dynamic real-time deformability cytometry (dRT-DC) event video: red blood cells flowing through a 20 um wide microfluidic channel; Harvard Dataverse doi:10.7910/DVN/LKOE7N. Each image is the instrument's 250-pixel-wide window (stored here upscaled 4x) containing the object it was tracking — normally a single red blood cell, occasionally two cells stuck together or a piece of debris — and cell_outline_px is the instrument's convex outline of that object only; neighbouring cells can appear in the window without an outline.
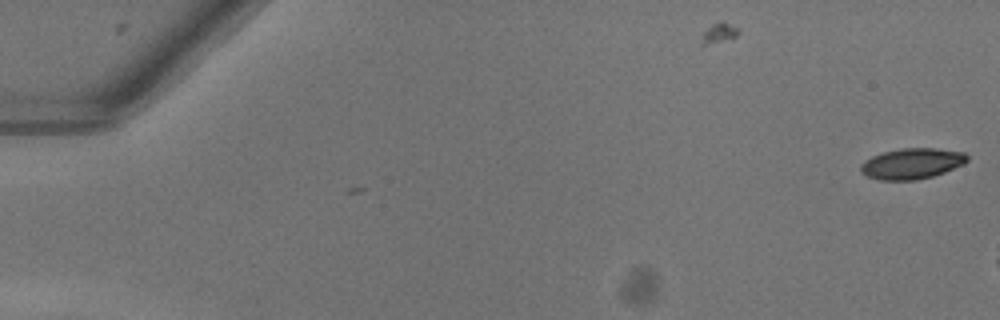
{"species": "common noctule bat (a hibernating species)", "species_latin": "Nyctalus noctula", "temperature_condition": "warm", "stored_images_in_passage": 2, "camera_frame_rate_fps": 3000, "um_per_image_px": 0.085, "animal": {"sex": "female"}, "frame": {"image": 1, "passage_image": 2, "time_ms": 0.333, "image_size_px": [1000, 320], "cell_outline_px": [[968, 160], [964, 164], [944, 172], [932, 176], [916, 180], [880, 180], [868, 176], [860, 172], [860, 164], [864, 160], [872, 156], [884, 152], [904, 148], [936, 148], [964, 152], [968, 156]], "centroid_in_image_um": [77.51, 13.9], "position_along_channel_um": 7.5, "area_um2": 19.07}}